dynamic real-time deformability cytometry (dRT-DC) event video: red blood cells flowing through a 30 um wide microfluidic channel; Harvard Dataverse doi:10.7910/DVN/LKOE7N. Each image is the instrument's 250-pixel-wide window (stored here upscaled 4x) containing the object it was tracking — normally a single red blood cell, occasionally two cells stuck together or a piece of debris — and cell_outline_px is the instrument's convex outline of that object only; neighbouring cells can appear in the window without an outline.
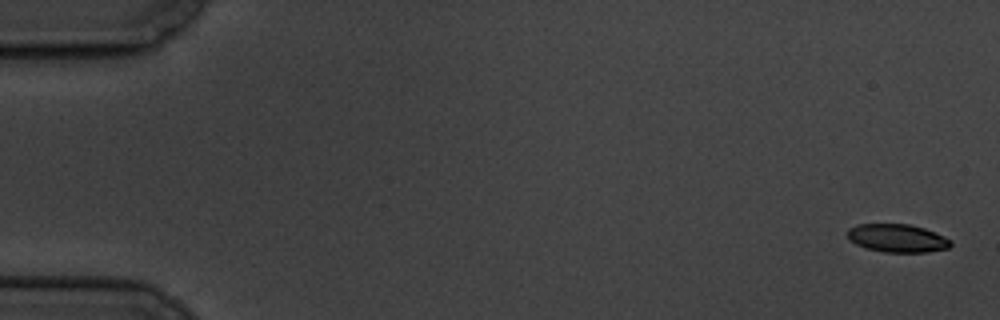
{"species": "common noctule bat (a hibernating species)", "species_latin": "Nyctalus noctula", "temperature_condition": "cold", "stored_images_in_passage": 8, "camera_frame_rate_fps": 3000, "um_per_image_px": 0.085, "animal": {"sex": "male", "body_mass_g": 19.5, "forearm_length_mm": 54.6}, "frame": {"image": 1, "passage_image": 1, "time_ms": 0.0, "image_size_px": [1000, 320], "cell_outline_px": [[952, 244], [948, 248], [928, 252], [884, 252], [864, 248], [848, 240], [848, 228], [856, 224], [908, 224], [924, 228], [944, 236], [952, 240]], "centroid_in_image_um": [76.26, 20.25], "position_along_channel_um": 8.7, "area_um2": 17.05}}
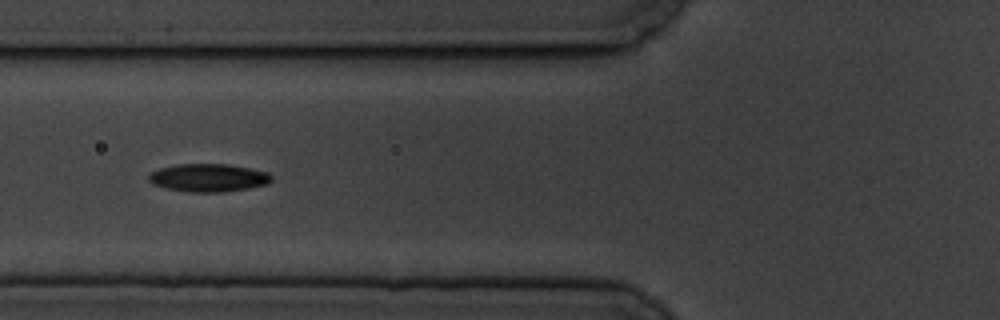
{"frame": {"image": 2, "passage_image": 7, "time_ms": 7.0, "image_size_px": [1000, 320], "cell_outline_px": [[272, 180], [268, 184], [248, 188], [224, 192], [188, 192], [164, 188], [152, 184], [148, 180], [148, 176], [152, 172], [160, 168], [176, 164], [228, 164], [252, 168], [268, 172], [272, 176]], "centroid_in_image_um": [17.72, 15.11], "position_along_channel_um": 108.1, "area_um2": 20.23}}
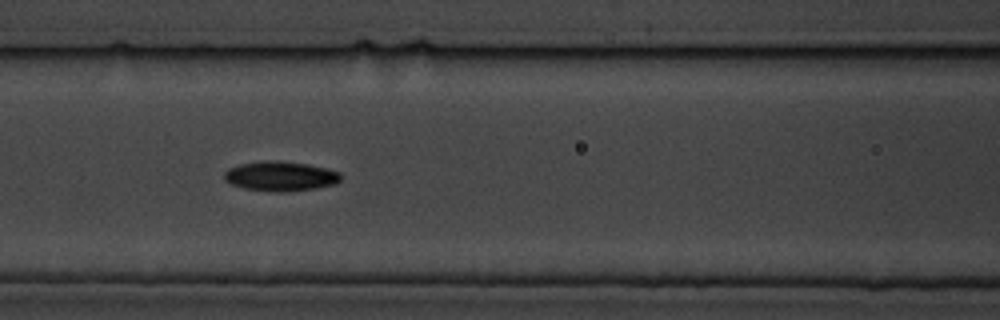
{"frame": {"image": 3, "passage_image": 8, "time_ms": 8.0, "image_size_px": [1000, 320], "cell_outline_px": [[340, 180], [336, 184], [316, 188], [288, 192], [276, 192], [244, 188], [232, 184], [224, 180], [224, 172], [228, 168], [240, 164], [264, 160], [268, 160], [308, 164], [328, 168], [340, 172]], "centroid_in_image_um": [23.85, 14.98], "position_along_channel_um": 142.8, "area_um2": 20.23}}